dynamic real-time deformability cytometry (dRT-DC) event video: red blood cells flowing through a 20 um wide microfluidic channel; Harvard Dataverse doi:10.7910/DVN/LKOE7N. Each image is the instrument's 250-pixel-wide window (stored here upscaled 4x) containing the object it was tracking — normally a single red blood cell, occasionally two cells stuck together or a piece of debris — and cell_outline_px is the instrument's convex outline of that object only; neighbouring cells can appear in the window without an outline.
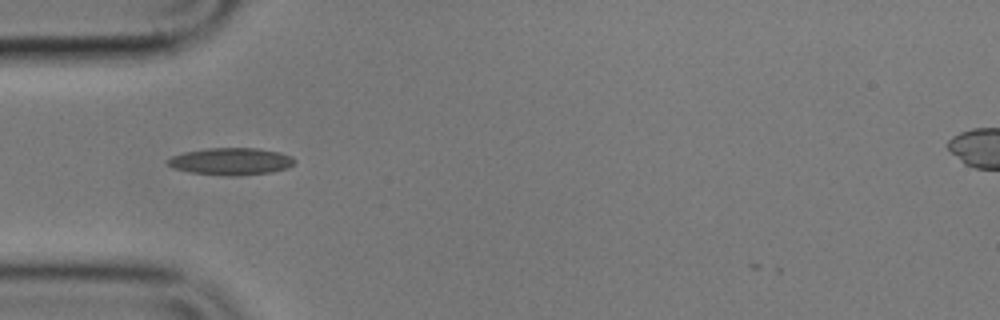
{"species": "common noctule bat (a hibernating species)", "species_latin": "Nyctalus noctula", "temperature_condition": "cold", "stored_images_in_passage": 41, "camera_frame_rate_fps": 3000, "um_per_image_px": 0.085, "animal": {"sex": "male", "body_mass_g": 17.9}, "frame": {"image": 1, "passage_image": 2, "time_ms": 0.333, "image_size_px": [1000, 320], "cell_outline_px": [[296, 160], [288, 168], [272, 172], [236, 176], [228, 176], [188, 172], [172, 168], [164, 160], [172, 156], [184, 152], [208, 148], [256, 148], [280, 152], [292, 156]], "centroid_in_image_um": [19.61, 13.72], "position_along_channel_um": 65.4, "area_um2": 20.23}}
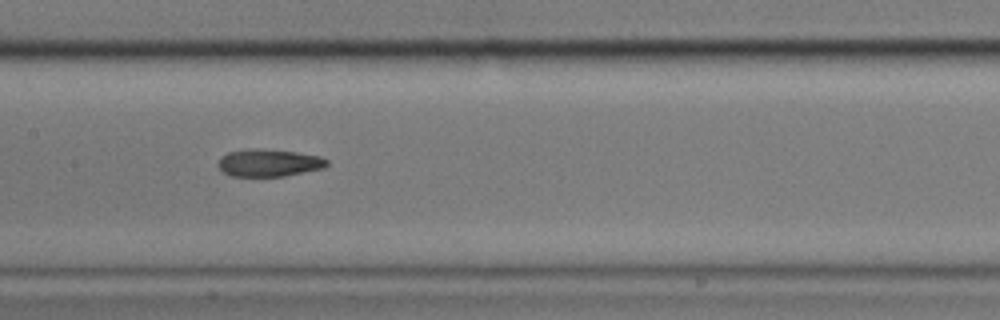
{"frame": {"image": 2, "passage_image": 12, "time_ms": 3.667, "image_size_px": [1000, 320], "cell_outline_px": [[328, 164], [324, 168], [284, 176], [232, 176], [224, 172], [216, 164], [220, 156], [228, 152], [248, 148], [260, 148], [296, 152], [320, 156], [328, 160]], "centroid_in_image_um": [22.83, 13.83], "position_along_channel_um": 184.6, "area_um2": 17.51}}
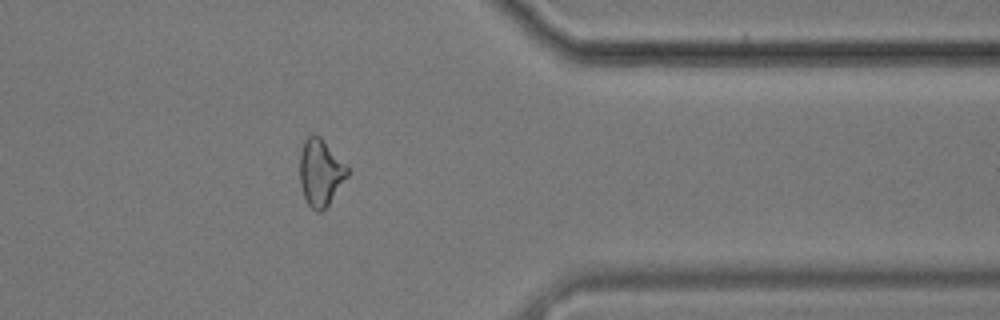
{"frame": {"image": 3, "passage_image": 30, "time_ms": 9.667, "image_size_px": [1000, 320], "cell_outline_px": [[348, 176], [328, 204], [320, 212], [316, 212], [308, 204], [304, 196], [300, 184], [300, 152], [304, 140], [312, 132], [320, 136], [348, 164]], "centroid_in_image_um": [27.25, 14.61], "position_along_channel_um": 384.1, "area_um2": 18.73}, "authors_computed_cell_mechanics": {"area_um2": 18.207, "velocity_mm_per_s": 3.5645, "shape_relaxation_time_tau1_ms": 11.1842, "shape_relaxation_time_tau2_ms": 4.0345, "deformation_change_tau1": 0.1786, "deformation_change_tau2": 0.1193}}